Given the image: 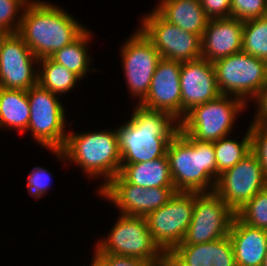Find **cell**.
Here are the masks:
<instances>
[{
	"mask_svg": "<svg viewBox=\"0 0 267 266\" xmlns=\"http://www.w3.org/2000/svg\"><path fill=\"white\" fill-rule=\"evenodd\" d=\"M133 110L129 120L115 129L121 164L164 157L169 142L180 129L179 120L166 111L149 110L138 104Z\"/></svg>",
	"mask_w": 267,
	"mask_h": 266,
	"instance_id": "6da1fadb",
	"label": "cell"
},
{
	"mask_svg": "<svg viewBox=\"0 0 267 266\" xmlns=\"http://www.w3.org/2000/svg\"><path fill=\"white\" fill-rule=\"evenodd\" d=\"M87 28L58 4L31 0L24 9L17 33L33 54L42 59L71 44Z\"/></svg>",
	"mask_w": 267,
	"mask_h": 266,
	"instance_id": "7a4b0ae2",
	"label": "cell"
},
{
	"mask_svg": "<svg viewBox=\"0 0 267 266\" xmlns=\"http://www.w3.org/2000/svg\"><path fill=\"white\" fill-rule=\"evenodd\" d=\"M61 163H74L81 167L85 177L99 178V193L121 169V155L115 129L72 132L68 130L61 151H50Z\"/></svg>",
	"mask_w": 267,
	"mask_h": 266,
	"instance_id": "3957f363",
	"label": "cell"
},
{
	"mask_svg": "<svg viewBox=\"0 0 267 266\" xmlns=\"http://www.w3.org/2000/svg\"><path fill=\"white\" fill-rule=\"evenodd\" d=\"M176 191L213 192L217 162L213 142L192 139L180 130L166 151Z\"/></svg>",
	"mask_w": 267,
	"mask_h": 266,
	"instance_id": "277c9868",
	"label": "cell"
},
{
	"mask_svg": "<svg viewBox=\"0 0 267 266\" xmlns=\"http://www.w3.org/2000/svg\"><path fill=\"white\" fill-rule=\"evenodd\" d=\"M107 236L98 239L94 254L136 258L150 266H167V255L154 242L144 216L119 213Z\"/></svg>",
	"mask_w": 267,
	"mask_h": 266,
	"instance_id": "5b68a950",
	"label": "cell"
},
{
	"mask_svg": "<svg viewBox=\"0 0 267 266\" xmlns=\"http://www.w3.org/2000/svg\"><path fill=\"white\" fill-rule=\"evenodd\" d=\"M220 94L254 105L267 91V61L243 51L213 63Z\"/></svg>",
	"mask_w": 267,
	"mask_h": 266,
	"instance_id": "8992f818",
	"label": "cell"
},
{
	"mask_svg": "<svg viewBox=\"0 0 267 266\" xmlns=\"http://www.w3.org/2000/svg\"><path fill=\"white\" fill-rule=\"evenodd\" d=\"M248 104L243 100L227 95L197 105L179 121L180 131L192 139L206 142L218 141L231 135L238 116Z\"/></svg>",
	"mask_w": 267,
	"mask_h": 266,
	"instance_id": "52a82bcc",
	"label": "cell"
},
{
	"mask_svg": "<svg viewBox=\"0 0 267 266\" xmlns=\"http://www.w3.org/2000/svg\"><path fill=\"white\" fill-rule=\"evenodd\" d=\"M30 120L27 132L39 146L49 151H61L68 134L65 106L57 94L39 84L27 91ZM67 128V129H65ZM66 131V132H65Z\"/></svg>",
	"mask_w": 267,
	"mask_h": 266,
	"instance_id": "ba28073f",
	"label": "cell"
},
{
	"mask_svg": "<svg viewBox=\"0 0 267 266\" xmlns=\"http://www.w3.org/2000/svg\"><path fill=\"white\" fill-rule=\"evenodd\" d=\"M195 192L177 191L145 218L154 242L168 255L181 244L192 220Z\"/></svg>",
	"mask_w": 267,
	"mask_h": 266,
	"instance_id": "9c48e42d",
	"label": "cell"
},
{
	"mask_svg": "<svg viewBox=\"0 0 267 266\" xmlns=\"http://www.w3.org/2000/svg\"><path fill=\"white\" fill-rule=\"evenodd\" d=\"M120 48L126 86L133 100L138 98L136 101L139 105L148 94L155 69L162 57L139 28L133 31Z\"/></svg>",
	"mask_w": 267,
	"mask_h": 266,
	"instance_id": "30bf717a",
	"label": "cell"
},
{
	"mask_svg": "<svg viewBox=\"0 0 267 266\" xmlns=\"http://www.w3.org/2000/svg\"><path fill=\"white\" fill-rule=\"evenodd\" d=\"M139 26L162 58L180 62L201 58V38L169 23L154 8L141 17Z\"/></svg>",
	"mask_w": 267,
	"mask_h": 266,
	"instance_id": "8fae6325",
	"label": "cell"
},
{
	"mask_svg": "<svg viewBox=\"0 0 267 266\" xmlns=\"http://www.w3.org/2000/svg\"><path fill=\"white\" fill-rule=\"evenodd\" d=\"M235 215L214 191L195 192L192 220L181 244H203L228 236Z\"/></svg>",
	"mask_w": 267,
	"mask_h": 266,
	"instance_id": "7c38bea8",
	"label": "cell"
},
{
	"mask_svg": "<svg viewBox=\"0 0 267 266\" xmlns=\"http://www.w3.org/2000/svg\"><path fill=\"white\" fill-rule=\"evenodd\" d=\"M267 187V176L250 152L216 181L214 192L236 213L259 191Z\"/></svg>",
	"mask_w": 267,
	"mask_h": 266,
	"instance_id": "4fadbf2b",
	"label": "cell"
},
{
	"mask_svg": "<svg viewBox=\"0 0 267 266\" xmlns=\"http://www.w3.org/2000/svg\"><path fill=\"white\" fill-rule=\"evenodd\" d=\"M175 192V187L146 189L126 182L118 174L99 192V196L112 203L120 214L146 217L164 206Z\"/></svg>",
	"mask_w": 267,
	"mask_h": 266,
	"instance_id": "5bb4252c",
	"label": "cell"
},
{
	"mask_svg": "<svg viewBox=\"0 0 267 266\" xmlns=\"http://www.w3.org/2000/svg\"><path fill=\"white\" fill-rule=\"evenodd\" d=\"M38 61L18 33H8L0 44V87L28 91L36 86Z\"/></svg>",
	"mask_w": 267,
	"mask_h": 266,
	"instance_id": "9a60e30c",
	"label": "cell"
},
{
	"mask_svg": "<svg viewBox=\"0 0 267 266\" xmlns=\"http://www.w3.org/2000/svg\"><path fill=\"white\" fill-rule=\"evenodd\" d=\"M181 119L193 107L216 99L220 94L212 62L199 58L182 62L180 70Z\"/></svg>",
	"mask_w": 267,
	"mask_h": 266,
	"instance_id": "2e32d148",
	"label": "cell"
},
{
	"mask_svg": "<svg viewBox=\"0 0 267 266\" xmlns=\"http://www.w3.org/2000/svg\"><path fill=\"white\" fill-rule=\"evenodd\" d=\"M182 62L161 58L145 99L139 104L149 110L166 111L181 120L180 70Z\"/></svg>",
	"mask_w": 267,
	"mask_h": 266,
	"instance_id": "e0dca14e",
	"label": "cell"
},
{
	"mask_svg": "<svg viewBox=\"0 0 267 266\" xmlns=\"http://www.w3.org/2000/svg\"><path fill=\"white\" fill-rule=\"evenodd\" d=\"M243 24L237 18L209 19L201 37V57L216 60L242 51Z\"/></svg>",
	"mask_w": 267,
	"mask_h": 266,
	"instance_id": "ac0fdd59",
	"label": "cell"
},
{
	"mask_svg": "<svg viewBox=\"0 0 267 266\" xmlns=\"http://www.w3.org/2000/svg\"><path fill=\"white\" fill-rule=\"evenodd\" d=\"M167 266H236L230 237L203 244H179L167 255Z\"/></svg>",
	"mask_w": 267,
	"mask_h": 266,
	"instance_id": "d6986e66",
	"label": "cell"
},
{
	"mask_svg": "<svg viewBox=\"0 0 267 266\" xmlns=\"http://www.w3.org/2000/svg\"><path fill=\"white\" fill-rule=\"evenodd\" d=\"M229 237L236 266H262L267 252V230L249 226L235 215Z\"/></svg>",
	"mask_w": 267,
	"mask_h": 266,
	"instance_id": "ffe728a7",
	"label": "cell"
},
{
	"mask_svg": "<svg viewBox=\"0 0 267 266\" xmlns=\"http://www.w3.org/2000/svg\"><path fill=\"white\" fill-rule=\"evenodd\" d=\"M153 8L169 23L200 38L209 21L200 0H160Z\"/></svg>",
	"mask_w": 267,
	"mask_h": 266,
	"instance_id": "44dd1931",
	"label": "cell"
},
{
	"mask_svg": "<svg viewBox=\"0 0 267 266\" xmlns=\"http://www.w3.org/2000/svg\"><path fill=\"white\" fill-rule=\"evenodd\" d=\"M119 175L126 182L146 189L174 187L166 155L148 162L121 164Z\"/></svg>",
	"mask_w": 267,
	"mask_h": 266,
	"instance_id": "7402d4cb",
	"label": "cell"
},
{
	"mask_svg": "<svg viewBox=\"0 0 267 266\" xmlns=\"http://www.w3.org/2000/svg\"><path fill=\"white\" fill-rule=\"evenodd\" d=\"M30 120L27 91L0 87V129L25 134Z\"/></svg>",
	"mask_w": 267,
	"mask_h": 266,
	"instance_id": "603a6c76",
	"label": "cell"
},
{
	"mask_svg": "<svg viewBox=\"0 0 267 266\" xmlns=\"http://www.w3.org/2000/svg\"><path fill=\"white\" fill-rule=\"evenodd\" d=\"M93 33L87 28L75 41L64 46L51 55V59L58 64L65 66L68 70L76 74L81 80L89 72L99 71L96 68L91 69L93 58H90L89 43Z\"/></svg>",
	"mask_w": 267,
	"mask_h": 266,
	"instance_id": "cb8c5ba5",
	"label": "cell"
},
{
	"mask_svg": "<svg viewBox=\"0 0 267 266\" xmlns=\"http://www.w3.org/2000/svg\"><path fill=\"white\" fill-rule=\"evenodd\" d=\"M80 78L65 66L56 63L50 57L38 61V84L59 96L75 90Z\"/></svg>",
	"mask_w": 267,
	"mask_h": 266,
	"instance_id": "d4e9b609",
	"label": "cell"
},
{
	"mask_svg": "<svg viewBox=\"0 0 267 266\" xmlns=\"http://www.w3.org/2000/svg\"><path fill=\"white\" fill-rule=\"evenodd\" d=\"M245 133L241 140L231 138L232 136L228 135L213 142L217 162V179L219 174L235 166L251 152L249 126Z\"/></svg>",
	"mask_w": 267,
	"mask_h": 266,
	"instance_id": "484cf974",
	"label": "cell"
},
{
	"mask_svg": "<svg viewBox=\"0 0 267 266\" xmlns=\"http://www.w3.org/2000/svg\"><path fill=\"white\" fill-rule=\"evenodd\" d=\"M242 51L267 61V16L244 21Z\"/></svg>",
	"mask_w": 267,
	"mask_h": 266,
	"instance_id": "4316f807",
	"label": "cell"
},
{
	"mask_svg": "<svg viewBox=\"0 0 267 266\" xmlns=\"http://www.w3.org/2000/svg\"><path fill=\"white\" fill-rule=\"evenodd\" d=\"M235 214L245 224L267 230V187L259 191Z\"/></svg>",
	"mask_w": 267,
	"mask_h": 266,
	"instance_id": "83f0119b",
	"label": "cell"
},
{
	"mask_svg": "<svg viewBox=\"0 0 267 266\" xmlns=\"http://www.w3.org/2000/svg\"><path fill=\"white\" fill-rule=\"evenodd\" d=\"M31 0H0V28L7 33H17L26 5Z\"/></svg>",
	"mask_w": 267,
	"mask_h": 266,
	"instance_id": "f1b7e54d",
	"label": "cell"
},
{
	"mask_svg": "<svg viewBox=\"0 0 267 266\" xmlns=\"http://www.w3.org/2000/svg\"><path fill=\"white\" fill-rule=\"evenodd\" d=\"M267 16V0H232L230 17L241 21Z\"/></svg>",
	"mask_w": 267,
	"mask_h": 266,
	"instance_id": "f546056e",
	"label": "cell"
},
{
	"mask_svg": "<svg viewBox=\"0 0 267 266\" xmlns=\"http://www.w3.org/2000/svg\"><path fill=\"white\" fill-rule=\"evenodd\" d=\"M251 138V152L257 158L263 173L267 176V128L255 117L249 125Z\"/></svg>",
	"mask_w": 267,
	"mask_h": 266,
	"instance_id": "4dcf8cb0",
	"label": "cell"
},
{
	"mask_svg": "<svg viewBox=\"0 0 267 266\" xmlns=\"http://www.w3.org/2000/svg\"><path fill=\"white\" fill-rule=\"evenodd\" d=\"M52 174L45 167H34L27 177V192L31 197L35 199L42 198L45 194H48V190L52 186Z\"/></svg>",
	"mask_w": 267,
	"mask_h": 266,
	"instance_id": "1f68e13d",
	"label": "cell"
},
{
	"mask_svg": "<svg viewBox=\"0 0 267 266\" xmlns=\"http://www.w3.org/2000/svg\"><path fill=\"white\" fill-rule=\"evenodd\" d=\"M92 262L96 266H150L136 258L116 256L113 254H93Z\"/></svg>",
	"mask_w": 267,
	"mask_h": 266,
	"instance_id": "d6a6232c",
	"label": "cell"
},
{
	"mask_svg": "<svg viewBox=\"0 0 267 266\" xmlns=\"http://www.w3.org/2000/svg\"><path fill=\"white\" fill-rule=\"evenodd\" d=\"M232 0H200L209 19L229 18Z\"/></svg>",
	"mask_w": 267,
	"mask_h": 266,
	"instance_id": "836d02e7",
	"label": "cell"
},
{
	"mask_svg": "<svg viewBox=\"0 0 267 266\" xmlns=\"http://www.w3.org/2000/svg\"><path fill=\"white\" fill-rule=\"evenodd\" d=\"M255 107L254 117L267 128V102H257Z\"/></svg>",
	"mask_w": 267,
	"mask_h": 266,
	"instance_id": "e575fe53",
	"label": "cell"
},
{
	"mask_svg": "<svg viewBox=\"0 0 267 266\" xmlns=\"http://www.w3.org/2000/svg\"><path fill=\"white\" fill-rule=\"evenodd\" d=\"M8 33L4 31L2 28H0V44L2 39L7 35Z\"/></svg>",
	"mask_w": 267,
	"mask_h": 266,
	"instance_id": "d590c367",
	"label": "cell"
},
{
	"mask_svg": "<svg viewBox=\"0 0 267 266\" xmlns=\"http://www.w3.org/2000/svg\"><path fill=\"white\" fill-rule=\"evenodd\" d=\"M258 102H267V91L265 95Z\"/></svg>",
	"mask_w": 267,
	"mask_h": 266,
	"instance_id": "8d00e7d4",
	"label": "cell"
},
{
	"mask_svg": "<svg viewBox=\"0 0 267 266\" xmlns=\"http://www.w3.org/2000/svg\"><path fill=\"white\" fill-rule=\"evenodd\" d=\"M262 266H267V252H266L265 258L263 260Z\"/></svg>",
	"mask_w": 267,
	"mask_h": 266,
	"instance_id": "74e56055",
	"label": "cell"
},
{
	"mask_svg": "<svg viewBox=\"0 0 267 266\" xmlns=\"http://www.w3.org/2000/svg\"><path fill=\"white\" fill-rule=\"evenodd\" d=\"M89 266H96V265L91 261V264H89Z\"/></svg>",
	"mask_w": 267,
	"mask_h": 266,
	"instance_id": "f35d334b",
	"label": "cell"
}]
</instances>
